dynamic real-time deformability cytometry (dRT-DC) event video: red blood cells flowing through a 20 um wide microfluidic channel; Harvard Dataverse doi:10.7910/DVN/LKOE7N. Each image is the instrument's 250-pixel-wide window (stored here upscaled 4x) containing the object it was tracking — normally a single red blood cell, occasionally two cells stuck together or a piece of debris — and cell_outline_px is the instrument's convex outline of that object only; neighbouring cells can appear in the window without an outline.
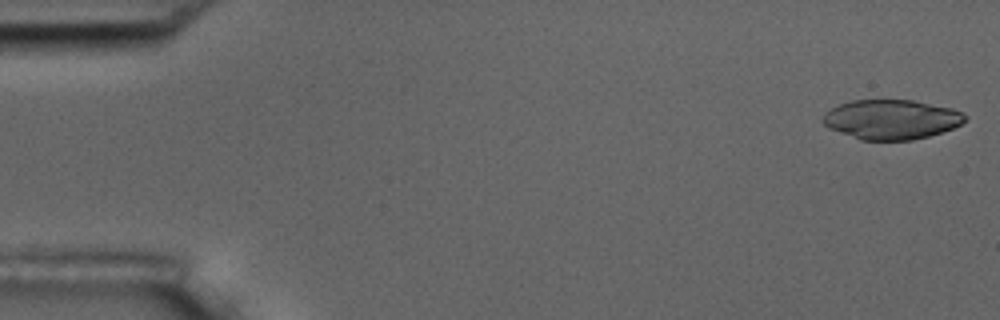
{"species": "common noctule bat (a hibernating species)", "species_latin": "Nyctalus noctula", "temperature_condition": "room temperature", "stored_images_in_passage": 55, "camera_frame_rate_fps": 3000, "um_per_image_px": 0.085, "animal": {"sex": "male", "body_mass_g": 17.5, "forearm_length_mm": 52.3}, "frame": {"image": 1, "passage_image": 1, "time_ms": 0.0, "image_size_px": [1000, 320], "cell_outline_px": [[968, 120], [952, 128], [928, 136], [912, 140], [860, 140], [828, 128], [820, 120], [820, 116], [824, 112], [840, 104], [852, 100], [912, 100], [952, 108], [964, 112], [968, 116]], "centroid_in_image_um": [75.75, 10.15], "position_along_channel_um": 9.3, "area_um2": 33.06}}